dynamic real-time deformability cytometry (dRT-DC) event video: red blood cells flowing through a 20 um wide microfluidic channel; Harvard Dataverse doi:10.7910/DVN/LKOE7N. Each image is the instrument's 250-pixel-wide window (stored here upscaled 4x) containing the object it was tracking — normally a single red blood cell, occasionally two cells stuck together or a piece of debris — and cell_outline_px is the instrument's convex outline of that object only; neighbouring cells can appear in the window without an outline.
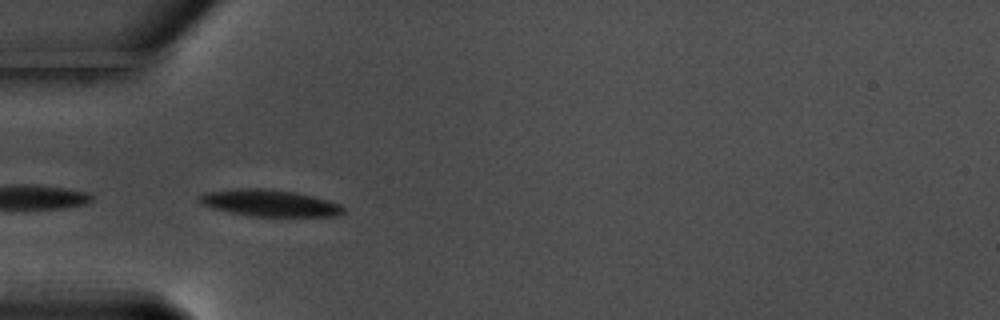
{"species": "common noctule bat (a hibernating species)", "species_latin": "Nyctalus noctula", "temperature_condition": "warm", "stored_images_in_passage": 4, "camera_frame_rate_fps": 3000, "um_per_image_px": 0.085, "animal": {"sex": "male", "body_mass_g": 17.5, "forearm_length_mm": 52.3}, "frame": {"image": 1, "passage_image": 2, "time_ms": 0.333, "image_size_px": [1000, 320], "cell_outline_px": [[344, 212], [336, 216], [252, 216], [212, 208], [200, 204], [196, 196], [204, 192], [236, 188], [264, 188], [296, 192], [328, 200], [340, 204], [344, 208]], "centroid_in_image_um": [22.86, 17.24], "position_along_channel_um": 62.1, "area_um2": 22.48}}